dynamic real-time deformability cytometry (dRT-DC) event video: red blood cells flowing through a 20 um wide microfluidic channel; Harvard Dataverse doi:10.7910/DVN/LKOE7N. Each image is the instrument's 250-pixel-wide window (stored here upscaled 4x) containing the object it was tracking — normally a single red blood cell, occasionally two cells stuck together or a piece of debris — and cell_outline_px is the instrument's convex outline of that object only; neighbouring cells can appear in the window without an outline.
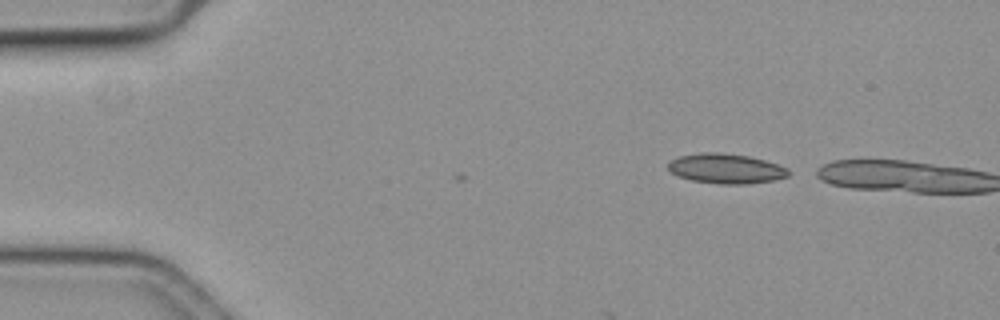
{"species": "common noctule bat (a hibernating species)", "species_latin": "Nyctalus noctula", "temperature_condition": "cold", "stored_images_in_passage": 5, "camera_frame_rate_fps": 3000, "um_per_image_px": 0.085, "animal": {"sex": "female", "body_mass_g": 19.3, "forearm_length_mm": 54.1}, "frame": {"image": 1, "passage_image": 5, "time_ms": 1.333, "image_size_px": [1000, 320], "cell_outline_px": [[788, 176], [772, 180], [744, 184], [720, 184], [692, 180], [680, 176], [672, 172], [668, 168], [668, 160], [680, 156], [700, 152], [720, 152], [748, 156], [764, 160], [788, 168]], "centroid_in_image_um": [61.67, 14.32], "position_along_channel_um": 23.3, "area_um2": 20.75}}